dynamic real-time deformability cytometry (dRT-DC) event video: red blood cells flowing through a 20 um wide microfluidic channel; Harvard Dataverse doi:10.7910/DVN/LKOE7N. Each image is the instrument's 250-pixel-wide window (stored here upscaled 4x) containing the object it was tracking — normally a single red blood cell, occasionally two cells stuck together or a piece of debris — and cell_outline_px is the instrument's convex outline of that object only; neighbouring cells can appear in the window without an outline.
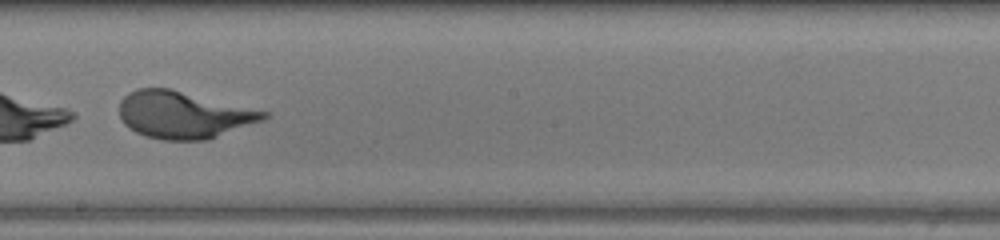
{"species": "human", "species_latin": "Homo sapiens", "temperature_condition": "warm", "stored_images_in_passage": 34, "camera_frame_rate_fps": 3000, "um_per_image_px": 0.085, "donor": {"sex": "female"}, "frame": {"image": 1, "passage_image": 15, "time_ms": 4.667, "image_size_px": [1000, 240], "cell_outline_px": [[268, 116], [264, 120], [208, 140], [160, 140], [144, 136], [128, 128], [120, 120], [120, 100], [128, 92], [136, 88], [168, 88], [268, 112]], "centroid_in_image_um": [15.55, 9.77], "position_along_channel_um": 232.6, "area_um2": 39.59}}